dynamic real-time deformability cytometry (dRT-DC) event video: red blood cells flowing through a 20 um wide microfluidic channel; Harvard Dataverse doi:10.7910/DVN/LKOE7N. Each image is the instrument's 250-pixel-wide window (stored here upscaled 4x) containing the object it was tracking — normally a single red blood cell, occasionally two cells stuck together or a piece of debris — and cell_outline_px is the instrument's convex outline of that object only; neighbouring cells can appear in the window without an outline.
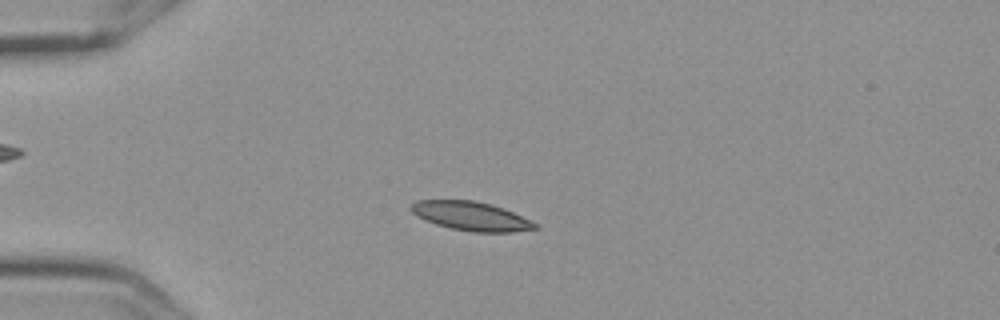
{"species": "Egyptian fruit bat (a non-hibernating species)", "species_latin": "Rousettus aegyptiacus", "temperature_condition": "cold", "stored_images_in_passage": 4, "camera_frame_rate_fps": 3000, "um_per_image_px": 0.085, "frame": {"image": 1, "passage_image": 4, "time_ms": 1.0, "image_size_px": [1000, 320], "cell_outline_px": [[536, 228], [512, 232], [472, 232], [452, 228], [436, 224], [424, 220], [412, 212], [408, 208], [408, 204], [416, 200], [472, 200], [492, 204], [504, 208], [536, 224]], "centroid_in_image_um": [39.95, 18.35], "position_along_channel_um": 45.1, "area_um2": 20.75}}